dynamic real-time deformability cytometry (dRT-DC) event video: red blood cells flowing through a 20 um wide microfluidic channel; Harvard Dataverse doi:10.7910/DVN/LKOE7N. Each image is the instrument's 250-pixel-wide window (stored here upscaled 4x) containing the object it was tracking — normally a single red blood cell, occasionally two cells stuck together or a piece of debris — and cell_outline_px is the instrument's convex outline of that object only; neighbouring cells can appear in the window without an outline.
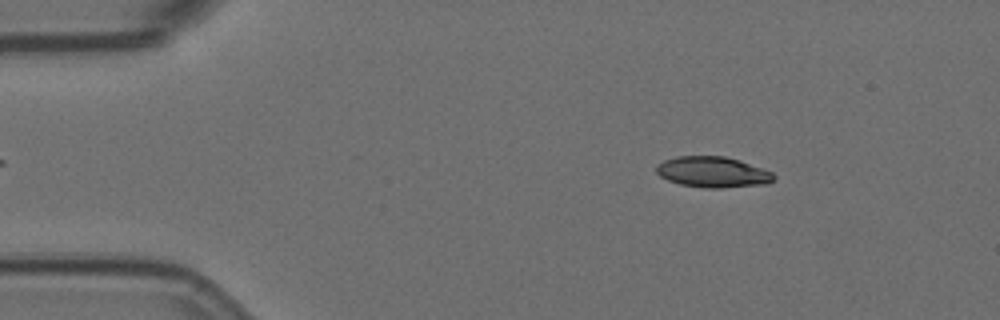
{"species": "Egyptian fruit bat (a non-hibernating species)", "species_latin": "Rousettus aegyptiacus", "temperature_condition": "room temperature", "stored_images_in_passage": 4, "camera_frame_rate_fps": 3000, "um_per_image_px": 0.085, "animal": {"sex": "female"}, "frame": {"image": 1, "passage_image": 2, "time_ms": 0.333, "image_size_px": [1000, 320], "cell_outline_px": [[776, 180], [768, 184], [724, 188], [704, 188], [680, 184], [668, 180], [660, 176], [656, 172], [656, 164], [664, 160], [676, 156], [724, 156], [740, 160], [772, 172], [776, 176]], "centroid_in_image_um": [60.6, 14.63], "position_along_channel_um": 24.4, "area_um2": 21.33}}